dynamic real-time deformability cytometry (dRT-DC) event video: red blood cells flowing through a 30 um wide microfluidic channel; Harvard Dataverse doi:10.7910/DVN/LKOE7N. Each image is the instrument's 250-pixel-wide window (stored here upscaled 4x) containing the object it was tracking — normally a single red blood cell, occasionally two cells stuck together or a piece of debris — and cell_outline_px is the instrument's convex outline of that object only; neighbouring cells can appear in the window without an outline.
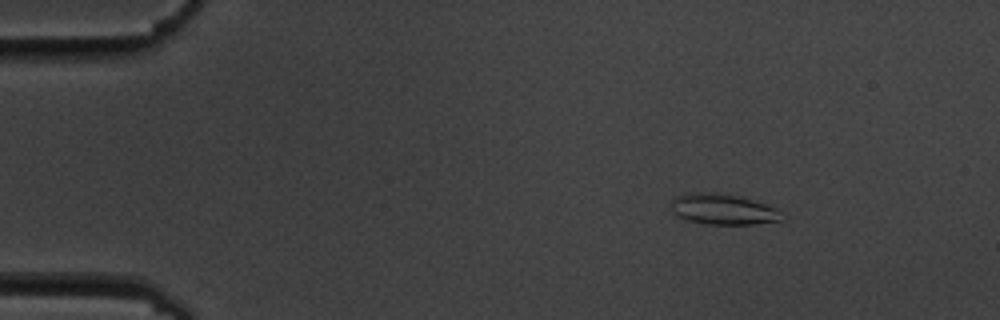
{"species": "common noctule bat (a hibernating species)", "species_latin": "Nyctalus noctula", "temperature_condition": "cold", "stored_images_in_passage": 5, "camera_frame_rate_fps": 3000, "um_per_image_px": 0.085, "animal": {"sex": "male", "body_mass_g": 19.5, "forearm_length_mm": 54.6}, "frame": {"image": 1, "passage_image": 1, "time_ms": 0.0, "image_size_px": [1000, 320], "cell_outline_px": [[784, 220], [752, 224], [708, 224], [688, 220], [672, 212], [672, 196], [684, 192], [716, 192], [740, 196], [776, 208]], "centroid_in_image_um": [61.4, 17.76], "position_along_channel_um": 23.6, "area_um2": 19.83}}
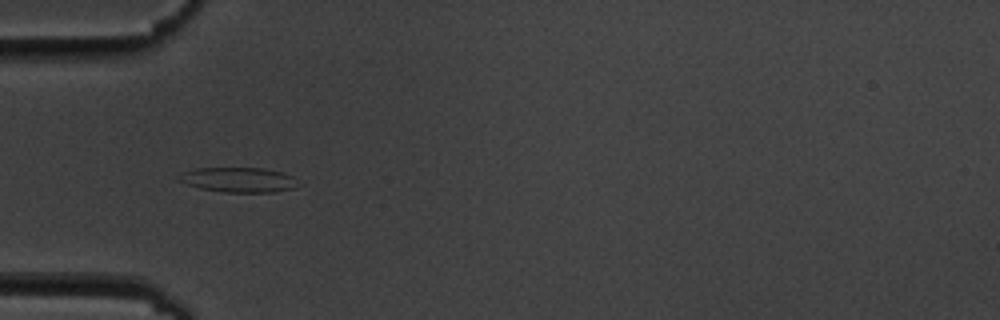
{"frame": {"image": 2, "passage_image": 4, "time_ms": 3.333, "image_size_px": [1000, 320], "cell_outline_px": [[304, 184], [296, 188], [276, 192], [224, 192], [200, 188], [176, 180], [184, 172], [196, 168], [260, 168], [280, 172], [292, 176]], "centroid_in_image_um": [20.37, 15.29], "position_along_channel_um": 64.6, "area_um2": 17.34}}
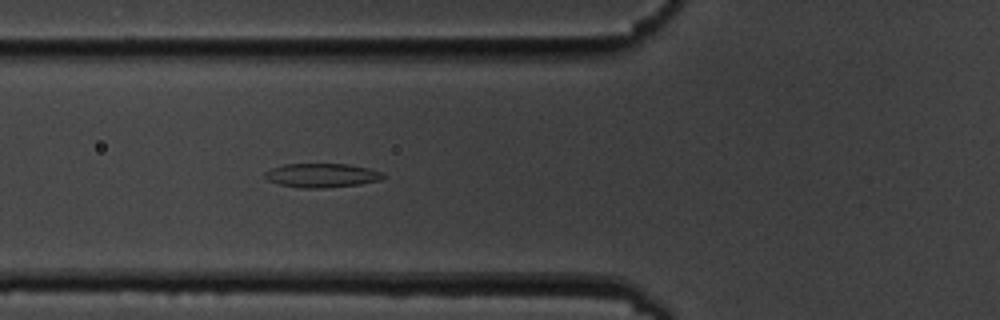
{"frame": {"image": 3, "passage_image": 5, "time_ms": 4.333, "image_size_px": [1000, 320], "cell_outline_px": [[388, 176], [380, 180], [360, 184], [320, 188], [304, 188], [280, 184], [268, 180], [264, 176], [264, 172], [272, 168], [284, 164], [348, 164], [368, 168], [380, 172]], "centroid_in_image_um": [27.36, 14.9], "position_along_channel_um": 98.4, "area_um2": 16.42}}